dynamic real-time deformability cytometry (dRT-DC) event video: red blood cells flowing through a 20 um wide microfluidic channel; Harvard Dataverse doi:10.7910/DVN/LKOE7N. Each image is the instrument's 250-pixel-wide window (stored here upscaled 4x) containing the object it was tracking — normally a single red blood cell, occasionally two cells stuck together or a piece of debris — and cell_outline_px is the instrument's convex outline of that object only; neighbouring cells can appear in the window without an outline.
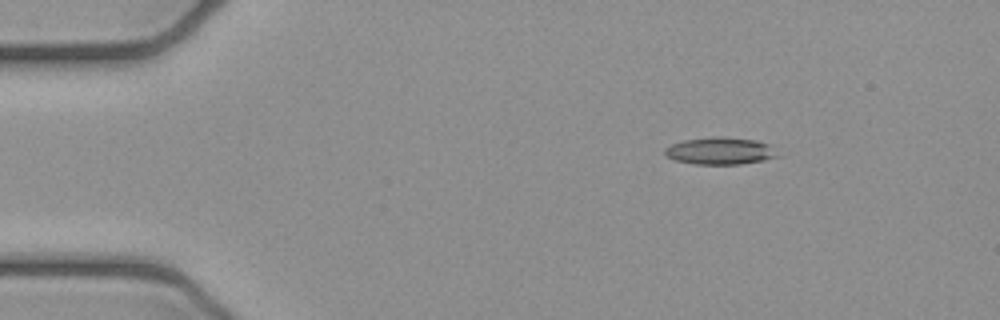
{"species": "common noctule bat (a hibernating species)", "species_latin": "Nyctalus noctula", "temperature_condition": "cold", "stored_images_in_passage": 3, "camera_frame_rate_fps": 3000, "um_per_image_px": 0.085, "animal": {"sex": "female", "body_mass_g": 21.9}, "frame": {"image": 1, "passage_image": 1, "time_ms": 0.0, "image_size_px": [1000, 320], "cell_outline_px": [[784, 156], [764, 160], [740, 164], [692, 164], [676, 160], [668, 156], [664, 152], [664, 148], [672, 144], [684, 140], [712, 136], [716, 136], [756, 140], [768, 144]], "centroid_in_image_um": [61.26, 12.83], "position_along_channel_um": 23.7, "area_um2": 17.98}}